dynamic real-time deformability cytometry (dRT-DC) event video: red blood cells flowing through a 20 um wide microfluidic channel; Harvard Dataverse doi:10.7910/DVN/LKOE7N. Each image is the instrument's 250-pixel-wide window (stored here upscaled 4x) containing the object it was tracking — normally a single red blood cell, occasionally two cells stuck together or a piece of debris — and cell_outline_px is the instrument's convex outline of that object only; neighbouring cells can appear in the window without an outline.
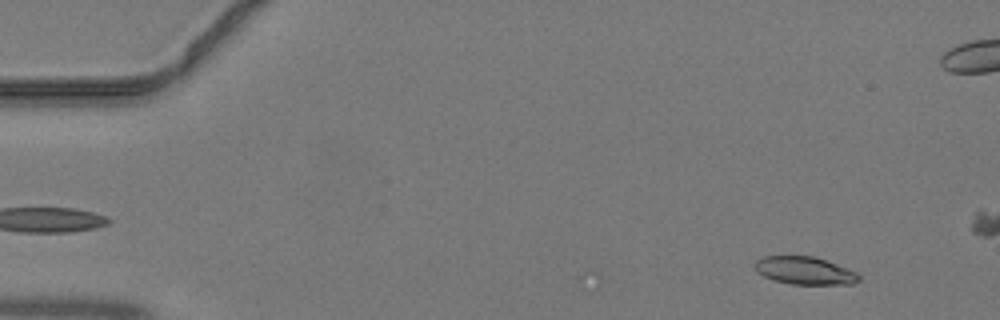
{"species": "common noctule bat (a hibernating species)", "species_latin": "Nyctalus noctula", "temperature_condition": "warm", "stored_images_in_passage": 4, "camera_frame_rate_fps": 3000, "um_per_image_px": 0.085, "animal": {"sex": "male", "body_mass_g": 19.2, "forearm_length_mm": 51.8}, "frame": {"image": 1, "passage_image": 4, "time_ms": 1.0, "image_size_px": [1000, 320], "cell_outline_px": [[860, 280], [852, 284], [792, 284], [776, 280], [764, 276], [756, 272], [752, 264], [756, 260], [764, 256], [812, 256], [848, 268], [856, 272], [860, 276]], "centroid_in_image_um": [68.37, 23.0], "position_along_channel_um": 16.6, "area_um2": 16.76}}